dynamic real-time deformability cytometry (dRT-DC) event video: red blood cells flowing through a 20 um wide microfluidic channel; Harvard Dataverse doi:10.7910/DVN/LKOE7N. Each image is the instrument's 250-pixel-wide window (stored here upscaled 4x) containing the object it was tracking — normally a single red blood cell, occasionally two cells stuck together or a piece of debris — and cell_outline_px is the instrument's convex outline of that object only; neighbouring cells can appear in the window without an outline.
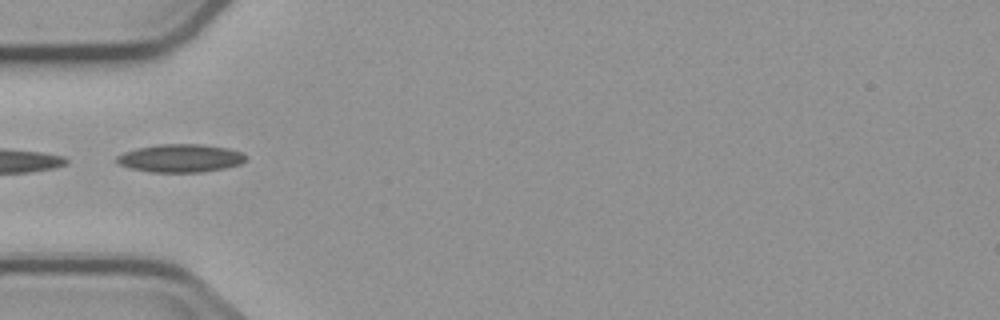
{"species": "common noctule bat (a hibernating species)", "species_latin": "Nyctalus noctula", "temperature_condition": "cold", "stored_images_in_passage": 3, "camera_frame_rate_fps": 3000, "um_per_image_px": 0.085, "animal": {"sex": "male", "body_mass_g": 23.1, "forearm_length_mm": 52.7}, "frame": {"image": 1, "passage_image": 2, "time_ms": 1.0, "image_size_px": [1000, 320], "cell_outline_px": [[248, 156], [240, 164], [224, 168], [200, 172], [148, 172], [128, 168], [120, 164], [116, 160], [116, 156], [124, 152], [140, 148], [160, 144], [200, 144], [228, 148], [240, 152]], "centroid_in_image_um": [15.33, 13.45], "position_along_channel_um": 69.7, "area_um2": 20.98}}
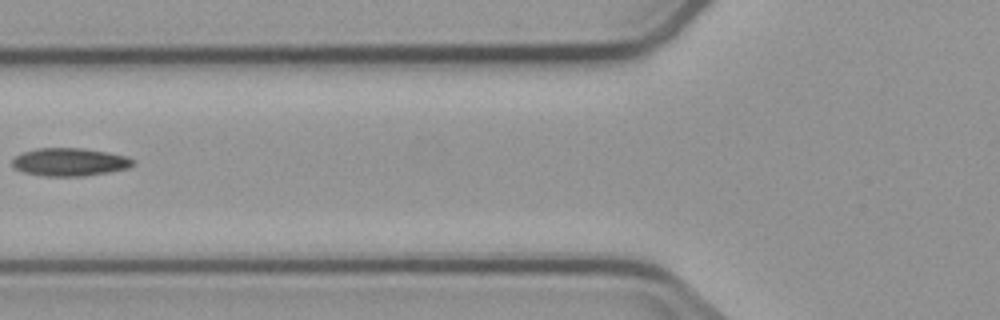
{"frame": {"image": 2, "passage_image": 3, "time_ms": 2.333, "image_size_px": [1000, 320], "cell_outline_px": [[132, 164], [128, 168], [108, 172], [84, 176], [44, 176], [24, 172], [16, 168], [12, 164], [12, 160], [16, 156], [24, 152], [36, 148], [80, 148], [128, 156], [132, 160]], "centroid_in_image_um": [5.9, 13.77], "position_along_channel_um": 119.9, "area_um2": 19.36}}